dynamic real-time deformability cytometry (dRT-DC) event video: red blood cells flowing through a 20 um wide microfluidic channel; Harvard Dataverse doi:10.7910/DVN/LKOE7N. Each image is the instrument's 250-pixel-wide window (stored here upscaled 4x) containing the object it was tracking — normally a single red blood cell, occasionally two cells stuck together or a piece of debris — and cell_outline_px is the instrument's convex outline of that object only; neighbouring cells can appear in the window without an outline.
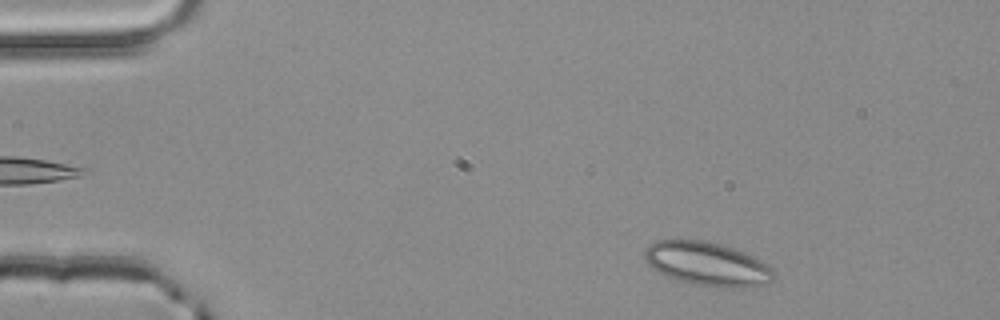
{"species": "common noctule bat (a hibernating species)", "species_latin": "Nyctalus noctula", "temperature_condition": "room temperature", "stored_images_in_passage": 11, "camera_frame_rate_fps": 3000, "um_per_image_px": 0.085, "animal": {"sex": "male", "body_mass_g": 20.4}, "frame": {"image": 1, "passage_image": 2, "time_ms": 0.333, "image_size_px": [1000, 320], "cell_outline_px": [[776, 276], [768, 284], [744, 288], [724, 288], [692, 284], [668, 276], [652, 268], [644, 260], [644, 248], [648, 244], [656, 240], [704, 240], [720, 244], [744, 252], [768, 264], [772, 268]], "centroid_in_image_um": [60.13, 22.44], "position_along_channel_um": 24.9, "area_um2": 33.18}}